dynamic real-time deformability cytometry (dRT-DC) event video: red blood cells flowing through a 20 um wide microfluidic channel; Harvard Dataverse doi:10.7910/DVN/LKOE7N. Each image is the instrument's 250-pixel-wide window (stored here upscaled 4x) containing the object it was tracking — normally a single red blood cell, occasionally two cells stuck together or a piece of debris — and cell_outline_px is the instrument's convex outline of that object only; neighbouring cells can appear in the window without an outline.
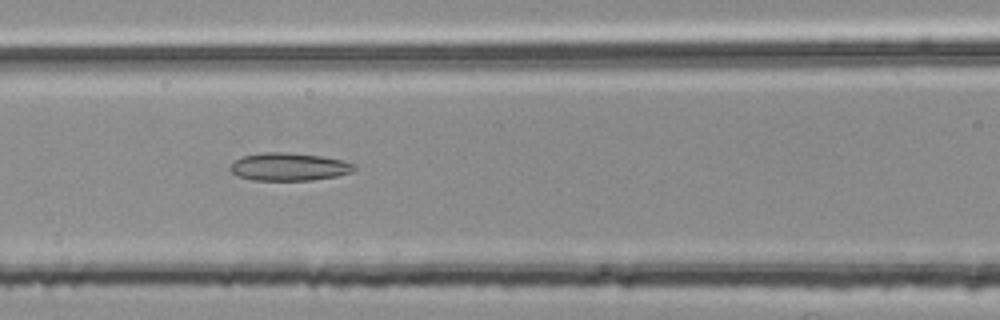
{"species": "common noctule bat (a hibernating species)", "species_latin": "Nyctalus noctula", "temperature_condition": "room temperature", "stored_images_in_passage": 44, "camera_frame_rate_fps": 3000, "um_per_image_px": 0.085, "animal": {"sex": "female", "body_mass_g": 25.1}, "frame": {"image": 1, "passage_image": 12, "time_ms": 3.667, "image_size_px": [1000, 320], "cell_outline_px": [[356, 168], [352, 172], [336, 176], [312, 180], [252, 180], [236, 176], [228, 168], [240, 156], [264, 152], [284, 152], [324, 156], [356, 164]], "centroid_in_image_um": [24.55, 14.17], "position_along_channel_um": 142.1, "area_um2": 20.23}}
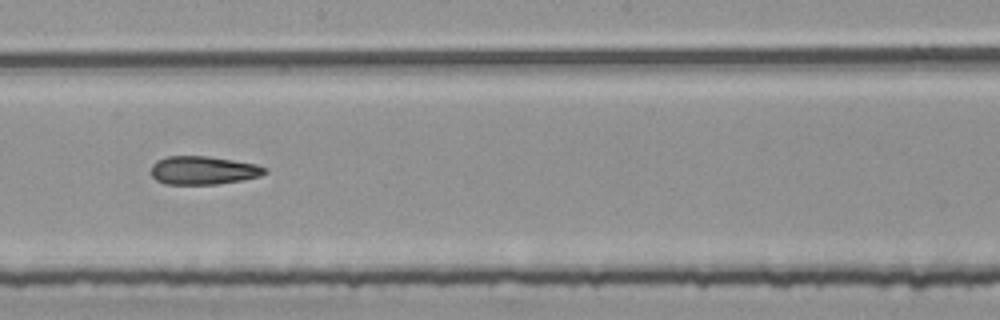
{"frame": {"image": 2, "passage_image": 19, "time_ms": 6.0, "image_size_px": [1000, 320], "cell_outline_px": [[268, 172], [260, 176], [240, 180], [216, 184], [164, 184], [156, 180], [152, 176], [152, 164], [156, 160], [164, 156], [208, 156], [256, 164], [268, 168]], "centroid_in_image_um": [17.26, 14.47], "position_along_channel_um": 230.9, "area_um2": 18.84}}
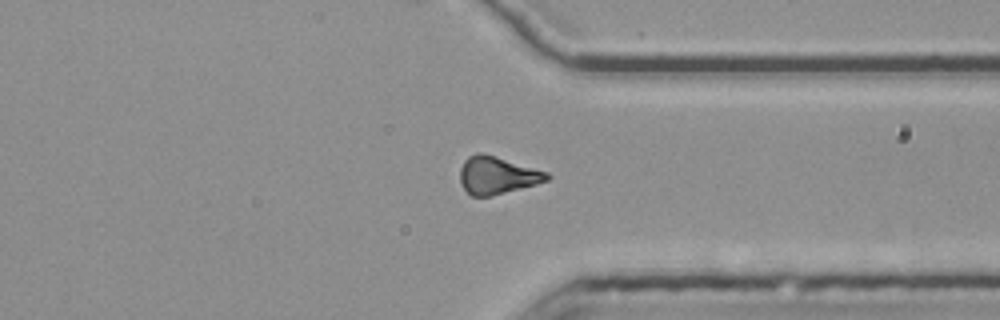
{"frame": {"image": 3, "passage_image": 30, "time_ms": 9.667, "image_size_px": [1000, 320], "cell_outline_px": [[552, 176], [548, 180], [536, 184], [492, 196], [472, 196], [464, 188], [460, 180], [460, 168], [464, 160], [468, 156], [476, 152], [480, 152], [548, 172]], "centroid_in_image_um": [42.25, 14.9], "position_along_channel_um": 369.1, "area_um2": 18.84}}